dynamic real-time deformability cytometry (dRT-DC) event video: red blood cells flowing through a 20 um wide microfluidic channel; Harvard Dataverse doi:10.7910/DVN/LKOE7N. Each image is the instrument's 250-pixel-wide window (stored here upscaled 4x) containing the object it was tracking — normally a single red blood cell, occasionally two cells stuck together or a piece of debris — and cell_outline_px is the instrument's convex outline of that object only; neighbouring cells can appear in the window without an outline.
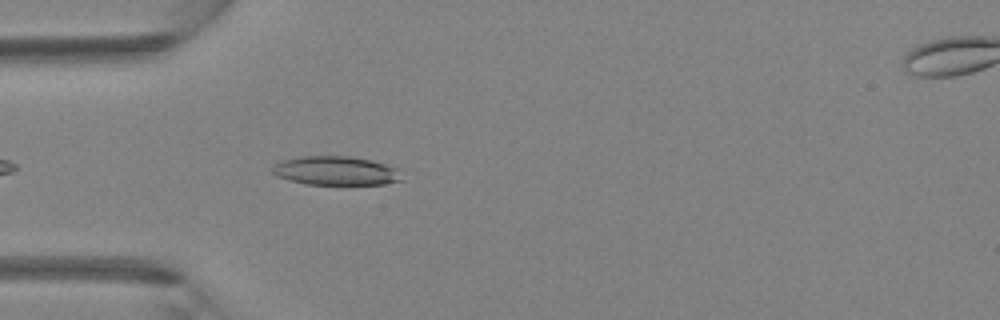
{"species": "Egyptian fruit bat (a non-hibernating species)", "species_latin": "Rousettus aegyptiacus", "temperature_condition": "room temperature", "stored_images_in_passage": 5, "camera_frame_rate_fps": 3000, "um_per_image_px": 0.085, "animal": {"sex": "female"}, "frame": {"image": 1, "passage_image": 4, "time_ms": 1.0, "image_size_px": [1000, 320], "cell_outline_px": [[404, 180], [384, 184], [304, 184], [288, 180], [276, 176], [272, 172], [272, 168], [276, 164], [284, 160], [300, 156], [348, 156], [372, 160], [404, 168]], "centroid_in_image_um": [28.67, 14.51], "position_along_channel_um": 56.3, "area_um2": 22.31}}